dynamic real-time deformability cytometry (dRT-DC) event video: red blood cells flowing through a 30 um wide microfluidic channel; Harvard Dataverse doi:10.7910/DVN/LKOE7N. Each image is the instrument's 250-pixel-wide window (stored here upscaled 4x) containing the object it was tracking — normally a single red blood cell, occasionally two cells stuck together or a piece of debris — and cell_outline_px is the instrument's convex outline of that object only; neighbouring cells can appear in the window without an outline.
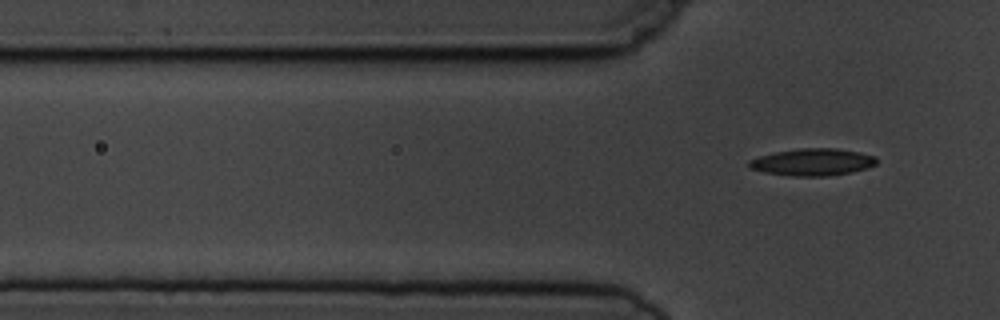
{"species": "common noctule bat (a hibernating species)", "species_latin": "Nyctalus noctula", "temperature_condition": "cold", "stored_images_in_passage": 7, "segment_of_instrument_passage": [2, 2], "camera_frame_rate_fps": 3000, "um_per_image_px": 0.085, "animal": {"sex": "male", "body_mass_g": 19.5, "forearm_length_mm": 54.6}, "frame": {"image": 1, "passage_image": 7, "time_ms": 7.0, "image_size_px": [1000, 320], "cell_outline_px": [[876, 164], [852, 172], [828, 176], [792, 176], [764, 172], [748, 168], [748, 160], [760, 156], [776, 152], [800, 148], [836, 148], [860, 152], [876, 156]], "centroid_in_image_um": [69.05, 13.77], "position_along_channel_um": 56.7, "area_um2": 20.11}}